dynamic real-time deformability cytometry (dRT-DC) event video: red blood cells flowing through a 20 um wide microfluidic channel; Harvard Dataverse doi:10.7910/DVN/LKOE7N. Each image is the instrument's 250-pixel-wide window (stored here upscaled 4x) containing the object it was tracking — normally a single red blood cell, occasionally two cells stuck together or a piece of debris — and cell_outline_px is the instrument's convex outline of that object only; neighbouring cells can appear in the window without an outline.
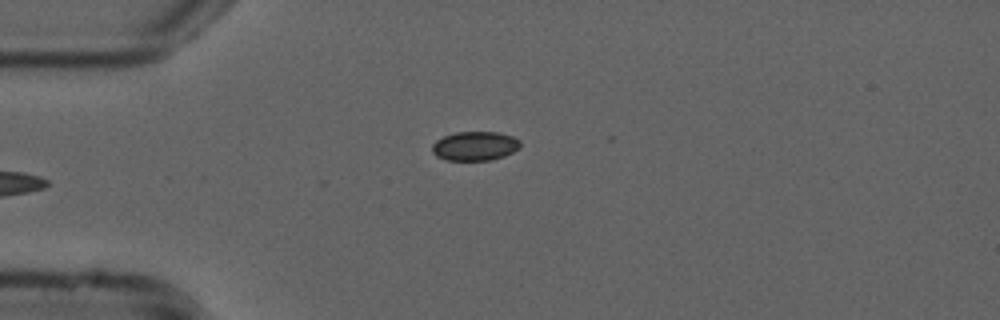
{"species": "common noctule bat (a hibernating species)", "species_latin": "Nyctalus noctula", "temperature_condition": "cold", "stored_images_in_passage": 37, "camera_frame_rate_fps": 3000, "um_per_image_px": 0.085, "animal": {"sex": "male", "forearm_length_mm": 52.5}, "frame": {"image": 1, "passage_image": 1, "time_ms": 0.0, "image_size_px": [1000, 320], "cell_outline_px": [[520, 148], [504, 156], [492, 160], [444, 160], [436, 156], [432, 152], [432, 144], [436, 140], [444, 136], [456, 132], [496, 132], [512, 136], [520, 140]], "centroid_in_image_um": [40.36, 12.41], "position_along_channel_um": 44.6, "area_um2": 15.03}}
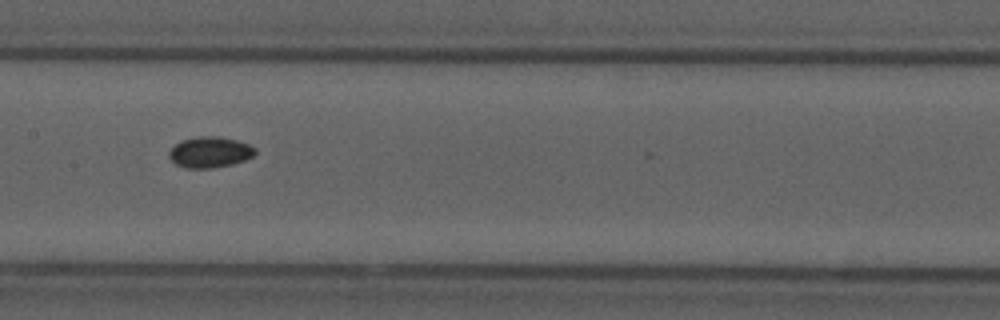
{"frame": {"image": 2, "passage_image": 14, "time_ms": 4.333, "image_size_px": [1000, 320], "cell_outline_px": [[256, 152], [252, 156], [244, 160], [232, 164], [212, 168], [184, 168], [176, 164], [168, 156], [168, 152], [180, 140], [200, 136], [220, 136], [236, 140], [248, 144], [256, 148]], "centroid_in_image_um": [17.83, 12.93], "position_along_channel_um": 189.6, "area_um2": 15.49}}
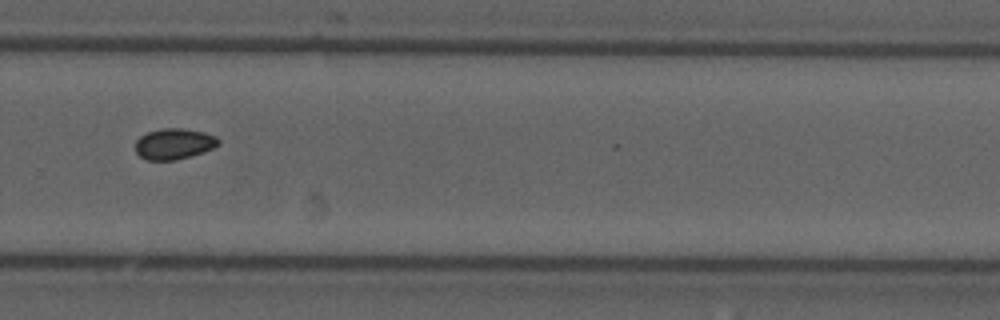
{"frame": {"image": 3, "passage_image": 24, "time_ms": 7.667, "image_size_px": [1000, 320], "cell_outline_px": [[220, 144], [212, 148], [176, 160], [148, 160], [140, 156], [136, 152], [136, 140], [140, 136], [148, 132], [160, 128], [184, 128], [204, 132], [216, 136], [220, 140]], "centroid_in_image_um": [14.78, 12.21], "position_along_channel_um": 315.0, "area_um2": 14.85}, "authors_computed_cell_mechanics": {"area_um2": 15.0858, "velocity_mm_per_s": 3.7765, "shape_relaxation_time_tau1_ms": null, "shape_relaxation_time_tau2_ms": 4.8593, "deformation_change_tau1": null, "deformation_change_tau2": 0.0488}}